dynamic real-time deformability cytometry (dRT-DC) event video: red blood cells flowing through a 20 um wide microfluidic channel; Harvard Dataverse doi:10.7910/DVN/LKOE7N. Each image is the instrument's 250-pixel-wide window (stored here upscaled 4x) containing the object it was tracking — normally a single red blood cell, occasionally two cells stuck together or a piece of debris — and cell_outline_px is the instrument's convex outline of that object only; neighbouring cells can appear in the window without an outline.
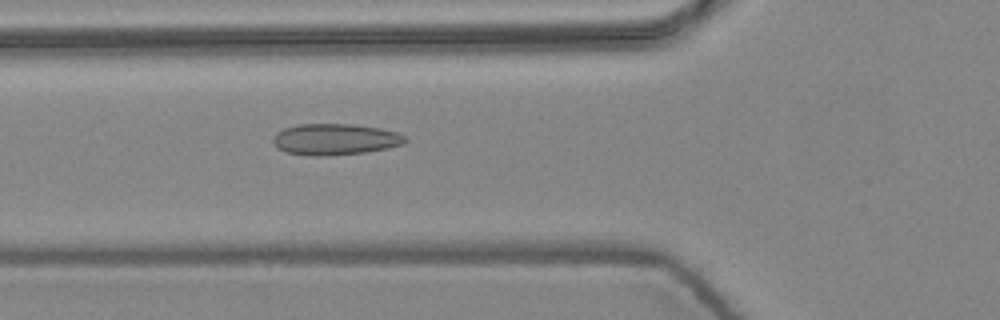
{"species": "common noctule bat (a hibernating species)", "species_latin": "Nyctalus noctula", "temperature_condition": "warm", "stored_images_in_passage": 5, "camera_frame_rate_fps": 3000, "um_per_image_px": 0.085, "animal": {"sex": "female", "body_mass_g": 24.6, "forearm_length_mm": 56.2}, "frame": {"image": 1, "passage_image": 5, "time_ms": 1.333, "image_size_px": [1000, 320], "cell_outline_px": [[408, 140], [404, 144], [388, 148], [368, 152], [324, 156], [316, 156], [284, 152], [276, 148], [272, 140], [276, 132], [284, 128], [296, 124], [352, 124], [380, 128], [396, 132], [404, 136]], "centroid_in_image_um": [28.46, 11.84], "position_along_channel_um": 97.3, "area_um2": 24.28}}